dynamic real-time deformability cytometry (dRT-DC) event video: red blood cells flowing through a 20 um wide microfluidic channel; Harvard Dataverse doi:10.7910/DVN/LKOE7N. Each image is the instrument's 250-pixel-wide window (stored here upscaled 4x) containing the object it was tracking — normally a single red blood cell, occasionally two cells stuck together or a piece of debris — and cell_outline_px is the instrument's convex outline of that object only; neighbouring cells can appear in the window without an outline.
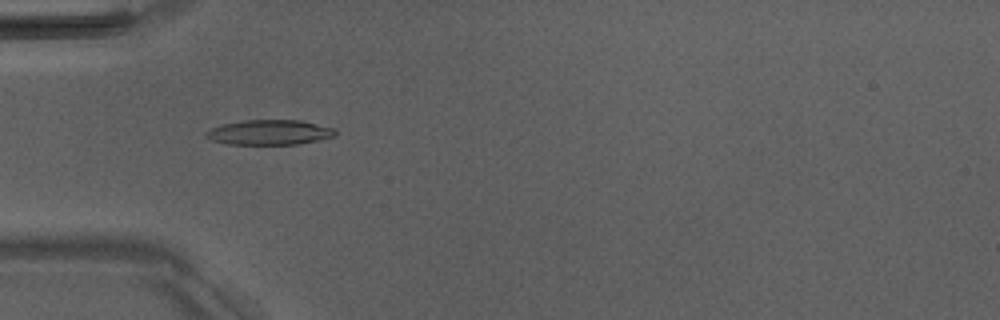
{"species": "Egyptian fruit bat (a non-hibernating species)", "species_latin": "Rousettus aegyptiacus", "temperature_condition": "room temperature", "stored_images_in_passage": 3, "camera_frame_rate_fps": 3000, "um_per_image_px": 0.085, "animal": {"sex": "male"}, "frame": {"image": 1, "passage_image": 2, "time_ms": 1.333, "image_size_px": [1000, 320], "cell_outline_px": [[336, 136], [320, 140], [296, 144], [228, 144], [212, 140], [204, 136], [204, 132], [212, 128], [224, 124], [244, 120], [300, 120], [332, 128], [336, 132]], "centroid_in_image_um": [22.89, 11.25], "position_along_channel_um": 62.1, "area_um2": 18.67}}